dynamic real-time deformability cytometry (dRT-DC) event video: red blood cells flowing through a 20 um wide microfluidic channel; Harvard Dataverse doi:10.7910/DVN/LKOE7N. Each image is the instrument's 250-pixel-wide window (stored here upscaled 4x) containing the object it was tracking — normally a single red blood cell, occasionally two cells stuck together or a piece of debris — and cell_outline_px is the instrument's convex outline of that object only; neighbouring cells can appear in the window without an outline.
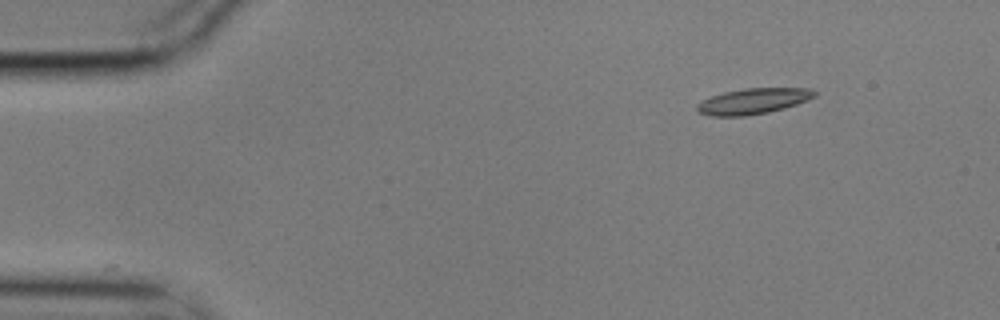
{"species": "common noctule bat (a hibernating species)", "species_latin": "Nyctalus noctula", "temperature_condition": "cold", "stored_images_in_passage": 15, "camera_frame_rate_fps": 3000, "um_per_image_px": 0.085, "animal": {"sex": "male", "body_mass_g": 17.9}, "frame": {"image": 1, "passage_image": 1, "time_ms": 0.0, "image_size_px": [1000, 320], "cell_outline_px": [[816, 96], [808, 100], [784, 108], [768, 112], [744, 116], [708, 116], [700, 112], [696, 108], [696, 104], [700, 100], [724, 92], [744, 88], [808, 88], [816, 92]], "centroid_in_image_um": [63.99, 8.6], "position_along_channel_um": 21.0, "area_um2": 17.63}}
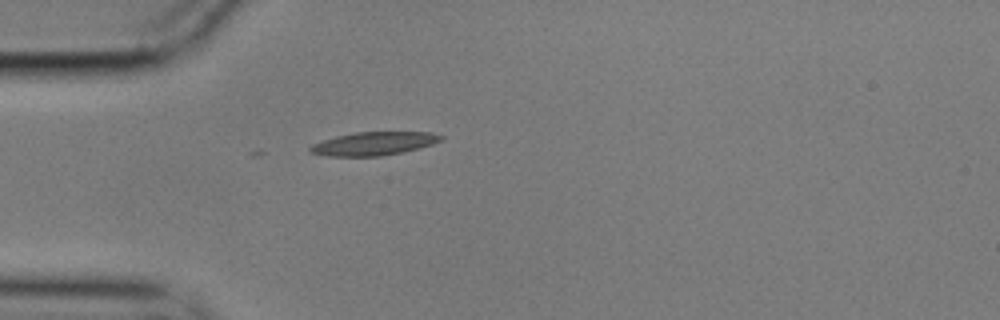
{"frame": {"image": 2, "passage_image": 10, "time_ms": 3.0, "image_size_px": [1000, 320], "cell_outline_px": [[444, 140], [420, 148], [404, 152], [380, 156], [328, 156], [308, 152], [308, 148], [312, 144], [336, 136], [356, 132], [432, 132], [444, 136]], "centroid_in_image_um": [31.8, 12.2], "position_along_channel_um": 53.2, "area_um2": 17.92}}
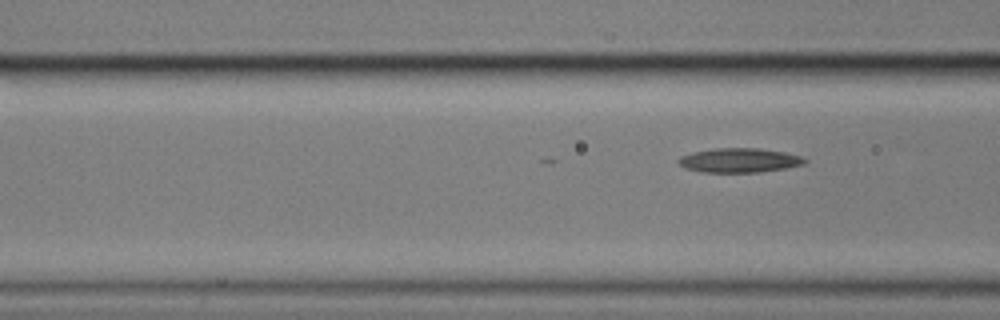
{"frame": {"image": 3, "passage_image": 15, "time_ms": 4.667, "image_size_px": [1000, 320], "cell_outline_px": [[808, 160], [804, 164], [784, 168], [760, 172], [700, 172], [684, 168], [676, 160], [680, 156], [692, 152], [712, 148], [760, 148], [784, 152], [800, 156]], "centroid_in_image_um": [62.8, 13.62], "position_along_channel_um": 103.8, "area_um2": 17.98}}